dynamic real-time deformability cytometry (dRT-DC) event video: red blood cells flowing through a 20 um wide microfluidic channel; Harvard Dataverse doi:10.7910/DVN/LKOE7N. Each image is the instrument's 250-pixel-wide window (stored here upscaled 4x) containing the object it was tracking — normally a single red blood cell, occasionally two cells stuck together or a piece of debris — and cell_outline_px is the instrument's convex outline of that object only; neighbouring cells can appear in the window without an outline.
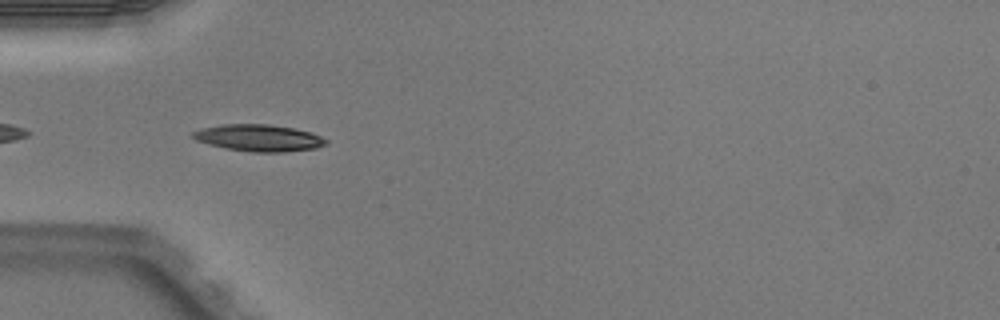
{"species": "Egyptian fruit bat (a non-hibernating species)", "species_latin": "Rousettus aegyptiacus", "temperature_condition": "warm", "stored_images_in_passage": 6, "camera_frame_rate_fps": 3000, "um_per_image_px": 0.085, "animal": {"sex": "male"}, "frame": {"image": 1, "passage_image": 5, "time_ms": 1.333, "image_size_px": [1000, 320], "cell_outline_px": [[328, 144], [316, 148], [284, 152], [252, 152], [224, 148], [208, 144], [196, 140], [192, 136], [192, 132], [200, 128], [220, 124], [268, 124], [296, 128], [312, 132], [328, 140]], "centroid_in_image_um": [22.01, 11.71], "position_along_channel_um": 63.0, "area_um2": 21.04}}